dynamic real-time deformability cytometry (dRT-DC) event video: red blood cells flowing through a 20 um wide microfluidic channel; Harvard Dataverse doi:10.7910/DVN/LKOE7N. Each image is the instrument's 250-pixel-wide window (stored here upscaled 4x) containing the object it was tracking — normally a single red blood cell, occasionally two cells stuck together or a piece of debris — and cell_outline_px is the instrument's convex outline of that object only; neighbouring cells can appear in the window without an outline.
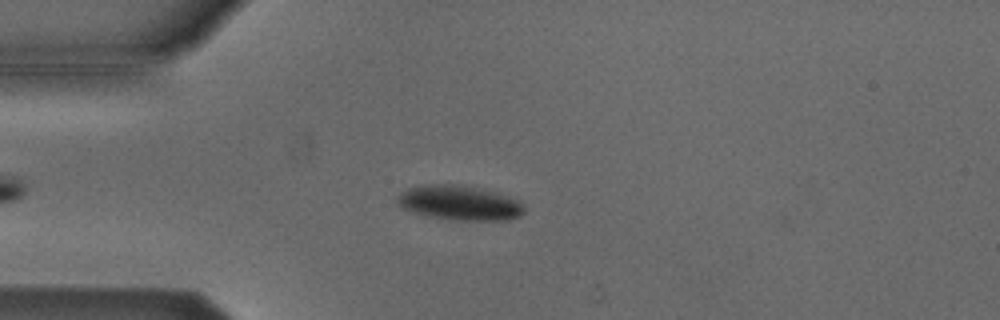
{"species": "Egyptian fruit bat (a non-hibernating species)", "species_latin": "Rousettus aegyptiacus", "temperature_condition": "cold", "stored_images_in_passage": 45, "camera_frame_rate_fps": 3000, "um_per_image_px": 0.085, "animal": {"sex": "male"}, "frame": {"image": 1, "passage_image": 10, "time_ms": 3.0, "image_size_px": [1000, 320], "cell_outline_px": [[524, 212], [520, 216], [508, 220], [456, 220], [416, 212], [400, 208], [396, 200], [408, 188], [424, 184], [452, 184], [476, 188], [496, 192], [520, 200], [524, 204]], "centroid_in_image_um": [39.12, 17.24], "position_along_channel_um": 45.9, "area_um2": 25.26}}
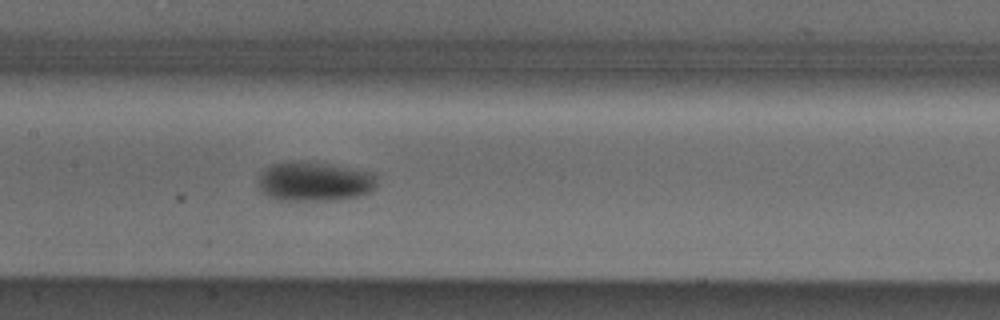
{"frame": {"image": 2, "passage_image": 22, "time_ms": 7.0, "image_size_px": [1000, 320], "cell_outline_px": [[376, 184], [368, 192], [360, 196], [324, 200], [276, 200], [260, 192], [260, 172], [272, 164], [328, 164], [372, 172], [376, 176]], "centroid_in_image_um": [26.73, 15.47], "position_along_channel_um": 180.7, "area_um2": 26.24}}
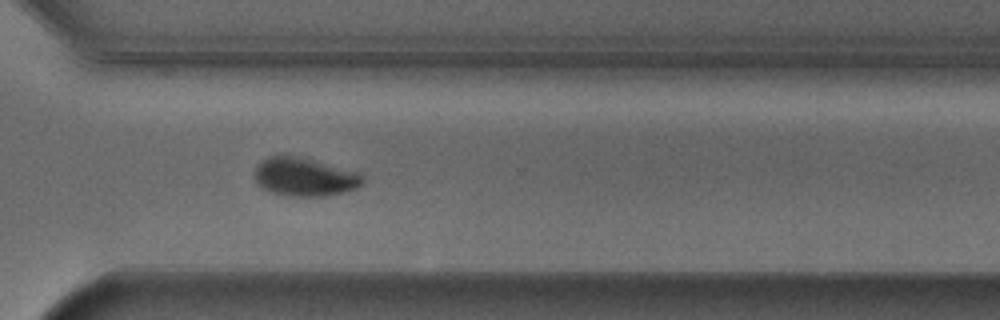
{"frame": {"image": 3, "passage_image": 35, "time_ms": 11.333, "image_size_px": [1000, 320], "cell_outline_px": [[364, 184], [356, 188], [344, 192], [324, 196], [288, 196], [272, 192], [256, 184], [256, 168], [264, 160], [272, 156], [296, 156], [360, 172], [364, 176]], "centroid_in_image_um": [25.95, 15.06], "position_along_channel_um": 344.6, "area_um2": 23.87}, "authors_computed_cell_mechanics": {"area_um2": 24.9118, "velocity_mm_per_s": 3.7911, "shape_relaxation_time_tau1_ms": 2.7524, "shape_relaxation_time_tau2_ms": null, "deformation_change_tau1": 0.1061, "deformation_change_tau2": null}}